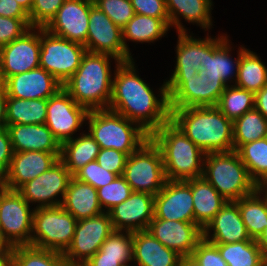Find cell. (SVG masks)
<instances>
[{
	"instance_id": "cell-21",
	"label": "cell",
	"mask_w": 267,
	"mask_h": 266,
	"mask_svg": "<svg viewBox=\"0 0 267 266\" xmlns=\"http://www.w3.org/2000/svg\"><path fill=\"white\" fill-rule=\"evenodd\" d=\"M154 197L147 193L132 192L124 202L109 211L113 229L130 232L147 230L154 218Z\"/></svg>"
},
{
	"instance_id": "cell-16",
	"label": "cell",
	"mask_w": 267,
	"mask_h": 266,
	"mask_svg": "<svg viewBox=\"0 0 267 266\" xmlns=\"http://www.w3.org/2000/svg\"><path fill=\"white\" fill-rule=\"evenodd\" d=\"M0 53L4 80L40 67V28L31 27L20 38L1 46Z\"/></svg>"
},
{
	"instance_id": "cell-32",
	"label": "cell",
	"mask_w": 267,
	"mask_h": 266,
	"mask_svg": "<svg viewBox=\"0 0 267 266\" xmlns=\"http://www.w3.org/2000/svg\"><path fill=\"white\" fill-rule=\"evenodd\" d=\"M100 151L99 144L87 131L80 132V136L61 144L60 160L69 172L74 175L79 169L91 161L96 160Z\"/></svg>"
},
{
	"instance_id": "cell-25",
	"label": "cell",
	"mask_w": 267,
	"mask_h": 266,
	"mask_svg": "<svg viewBox=\"0 0 267 266\" xmlns=\"http://www.w3.org/2000/svg\"><path fill=\"white\" fill-rule=\"evenodd\" d=\"M13 152L61 153V144L45 124L6 125Z\"/></svg>"
},
{
	"instance_id": "cell-37",
	"label": "cell",
	"mask_w": 267,
	"mask_h": 266,
	"mask_svg": "<svg viewBox=\"0 0 267 266\" xmlns=\"http://www.w3.org/2000/svg\"><path fill=\"white\" fill-rule=\"evenodd\" d=\"M267 137V119L254 107L233 121L234 150Z\"/></svg>"
},
{
	"instance_id": "cell-58",
	"label": "cell",
	"mask_w": 267,
	"mask_h": 266,
	"mask_svg": "<svg viewBox=\"0 0 267 266\" xmlns=\"http://www.w3.org/2000/svg\"><path fill=\"white\" fill-rule=\"evenodd\" d=\"M267 202V180L257 184L256 189Z\"/></svg>"
},
{
	"instance_id": "cell-63",
	"label": "cell",
	"mask_w": 267,
	"mask_h": 266,
	"mask_svg": "<svg viewBox=\"0 0 267 266\" xmlns=\"http://www.w3.org/2000/svg\"><path fill=\"white\" fill-rule=\"evenodd\" d=\"M61 266H71V262L65 261Z\"/></svg>"
},
{
	"instance_id": "cell-52",
	"label": "cell",
	"mask_w": 267,
	"mask_h": 266,
	"mask_svg": "<svg viewBox=\"0 0 267 266\" xmlns=\"http://www.w3.org/2000/svg\"><path fill=\"white\" fill-rule=\"evenodd\" d=\"M255 108L267 119V84L255 93Z\"/></svg>"
},
{
	"instance_id": "cell-17",
	"label": "cell",
	"mask_w": 267,
	"mask_h": 266,
	"mask_svg": "<svg viewBox=\"0 0 267 266\" xmlns=\"http://www.w3.org/2000/svg\"><path fill=\"white\" fill-rule=\"evenodd\" d=\"M227 34H220L212 38L205 36V60L204 68L199 70V74H205L212 79H222L229 84L236 82L238 77L239 63L243 54V46L238 48V57L232 59V47Z\"/></svg>"
},
{
	"instance_id": "cell-22",
	"label": "cell",
	"mask_w": 267,
	"mask_h": 266,
	"mask_svg": "<svg viewBox=\"0 0 267 266\" xmlns=\"http://www.w3.org/2000/svg\"><path fill=\"white\" fill-rule=\"evenodd\" d=\"M60 158V153L25 151L13 152L11 164L0 184L18 190L23 184L48 171Z\"/></svg>"
},
{
	"instance_id": "cell-29",
	"label": "cell",
	"mask_w": 267,
	"mask_h": 266,
	"mask_svg": "<svg viewBox=\"0 0 267 266\" xmlns=\"http://www.w3.org/2000/svg\"><path fill=\"white\" fill-rule=\"evenodd\" d=\"M194 205V223L202 229L227 203L220 193L202 176L189 179Z\"/></svg>"
},
{
	"instance_id": "cell-49",
	"label": "cell",
	"mask_w": 267,
	"mask_h": 266,
	"mask_svg": "<svg viewBox=\"0 0 267 266\" xmlns=\"http://www.w3.org/2000/svg\"><path fill=\"white\" fill-rule=\"evenodd\" d=\"M135 14L169 18L165 0H131Z\"/></svg>"
},
{
	"instance_id": "cell-41",
	"label": "cell",
	"mask_w": 267,
	"mask_h": 266,
	"mask_svg": "<svg viewBox=\"0 0 267 266\" xmlns=\"http://www.w3.org/2000/svg\"><path fill=\"white\" fill-rule=\"evenodd\" d=\"M95 254L101 259L118 260L121 264L133 260V232L114 230Z\"/></svg>"
},
{
	"instance_id": "cell-47",
	"label": "cell",
	"mask_w": 267,
	"mask_h": 266,
	"mask_svg": "<svg viewBox=\"0 0 267 266\" xmlns=\"http://www.w3.org/2000/svg\"><path fill=\"white\" fill-rule=\"evenodd\" d=\"M30 28V19L0 16V47L20 38Z\"/></svg>"
},
{
	"instance_id": "cell-27",
	"label": "cell",
	"mask_w": 267,
	"mask_h": 266,
	"mask_svg": "<svg viewBox=\"0 0 267 266\" xmlns=\"http://www.w3.org/2000/svg\"><path fill=\"white\" fill-rule=\"evenodd\" d=\"M169 15L170 27L176 29L177 33L187 32L181 22L184 18L189 24H198L202 29L208 31L212 27L213 1L212 0H165ZM182 16V17H181ZM181 17V18H180Z\"/></svg>"
},
{
	"instance_id": "cell-10",
	"label": "cell",
	"mask_w": 267,
	"mask_h": 266,
	"mask_svg": "<svg viewBox=\"0 0 267 266\" xmlns=\"http://www.w3.org/2000/svg\"><path fill=\"white\" fill-rule=\"evenodd\" d=\"M84 45L40 28V67L64 84L80 66Z\"/></svg>"
},
{
	"instance_id": "cell-2",
	"label": "cell",
	"mask_w": 267,
	"mask_h": 266,
	"mask_svg": "<svg viewBox=\"0 0 267 266\" xmlns=\"http://www.w3.org/2000/svg\"><path fill=\"white\" fill-rule=\"evenodd\" d=\"M170 110V121L205 153L234 150L233 121L216 106Z\"/></svg>"
},
{
	"instance_id": "cell-19",
	"label": "cell",
	"mask_w": 267,
	"mask_h": 266,
	"mask_svg": "<svg viewBox=\"0 0 267 266\" xmlns=\"http://www.w3.org/2000/svg\"><path fill=\"white\" fill-rule=\"evenodd\" d=\"M154 218L194 222L191 186L186 181L167 180L154 197Z\"/></svg>"
},
{
	"instance_id": "cell-14",
	"label": "cell",
	"mask_w": 267,
	"mask_h": 266,
	"mask_svg": "<svg viewBox=\"0 0 267 266\" xmlns=\"http://www.w3.org/2000/svg\"><path fill=\"white\" fill-rule=\"evenodd\" d=\"M113 231L109 212L78 220L72 243L63 254L65 260L73 264H84Z\"/></svg>"
},
{
	"instance_id": "cell-13",
	"label": "cell",
	"mask_w": 267,
	"mask_h": 266,
	"mask_svg": "<svg viewBox=\"0 0 267 266\" xmlns=\"http://www.w3.org/2000/svg\"><path fill=\"white\" fill-rule=\"evenodd\" d=\"M89 110L75 102L69 93L61 88L47 99V116L45 125L51 130L60 144L74 139L86 124Z\"/></svg>"
},
{
	"instance_id": "cell-15",
	"label": "cell",
	"mask_w": 267,
	"mask_h": 266,
	"mask_svg": "<svg viewBox=\"0 0 267 266\" xmlns=\"http://www.w3.org/2000/svg\"><path fill=\"white\" fill-rule=\"evenodd\" d=\"M84 46L87 52L109 54L120 62L134 59L125 50L122 29L96 5L90 9L87 41Z\"/></svg>"
},
{
	"instance_id": "cell-38",
	"label": "cell",
	"mask_w": 267,
	"mask_h": 266,
	"mask_svg": "<svg viewBox=\"0 0 267 266\" xmlns=\"http://www.w3.org/2000/svg\"><path fill=\"white\" fill-rule=\"evenodd\" d=\"M237 153L256 184L267 180V137L243 144Z\"/></svg>"
},
{
	"instance_id": "cell-1",
	"label": "cell",
	"mask_w": 267,
	"mask_h": 266,
	"mask_svg": "<svg viewBox=\"0 0 267 266\" xmlns=\"http://www.w3.org/2000/svg\"><path fill=\"white\" fill-rule=\"evenodd\" d=\"M135 65L134 59L115 64L108 109L137 123L151 135L170 121L167 85L164 81L156 96L150 85L137 74Z\"/></svg>"
},
{
	"instance_id": "cell-42",
	"label": "cell",
	"mask_w": 267,
	"mask_h": 266,
	"mask_svg": "<svg viewBox=\"0 0 267 266\" xmlns=\"http://www.w3.org/2000/svg\"><path fill=\"white\" fill-rule=\"evenodd\" d=\"M133 190L123 176H117L111 183L97 189L98 201L104 212L124 202Z\"/></svg>"
},
{
	"instance_id": "cell-55",
	"label": "cell",
	"mask_w": 267,
	"mask_h": 266,
	"mask_svg": "<svg viewBox=\"0 0 267 266\" xmlns=\"http://www.w3.org/2000/svg\"><path fill=\"white\" fill-rule=\"evenodd\" d=\"M256 243L260 247L265 259L267 260V227H265L263 232L256 239Z\"/></svg>"
},
{
	"instance_id": "cell-39",
	"label": "cell",
	"mask_w": 267,
	"mask_h": 266,
	"mask_svg": "<svg viewBox=\"0 0 267 266\" xmlns=\"http://www.w3.org/2000/svg\"><path fill=\"white\" fill-rule=\"evenodd\" d=\"M216 107L234 121L255 107V93L231 84L221 94Z\"/></svg>"
},
{
	"instance_id": "cell-24",
	"label": "cell",
	"mask_w": 267,
	"mask_h": 266,
	"mask_svg": "<svg viewBox=\"0 0 267 266\" xmlns=\"http://www.w3.org/2000/svg\"><path fill=\"white\" fill-rule=\"evenodd\" d=\"M203 238L213 244L252 240L235 201H227L216 216L204 227Z\"/></svg>"
},
{
	"instance_id": "cell-64",
	"label": "cell",
	"mask_w": 267,
	"mask_h": 266,
	"mask_svg": "<svg viewBox=\"0 0 267 266\" xmlns=\"http://www.w3.org/2000/svg\"><path fill=\"white\" fill-rule=\"evenodd\" d=\"M71 266H85V264H73V263H71Z\"/></svg>"
},
{
	"instance_id": "cell-61",
	"label": "cell",
	"mask_w": 267,
	"mask_h": 266,
	"mask_svg": "<svg viewBox=\"0 0 267 266\" xmlns=\"http://www.w3.org/2000/svg\"><path fill=\"white\" fill-rule=\"evenodd\" d=\"M5 80L2 75V65H1V53H0V86H4Z\"/></svg>"
},
{
	"instance_id": "cell-45",
	"label": "cell",
	"mask_w": 267,
	"mask_h": 266,
	"mask_svg": "<svg viewBox=\"0 0 267 266\" xmlns=\"http://www.w3.org/2000/svg\"><path fill=\"white\" fill-rule=\"evenodd\" d=\"M76 179L92 185L95 189L111 183L117 175L105 170L96 160L89 162L74 175Z\"/></svg>"
},
{
	"instance_id": "cell-31",
	"label": "cell",
	"mask_w": 267,
	"mask_h": 266,
	"mask_svg": "<svg viewBox=\"0 0 267 266\" xmlns=\"http://www.w3.org/2000/svg\"><path fill=\"white\" fill-rule=\"evenodd\" d=\"M170 29L169 18H155L140 14H135L122 29V38L126 52L130 55V48L127 40L140 43H154L165 37Z\"/></svg>"
},
{
	"instance_id": "cell-53",
	"label": "cell",
	"mask_w": 267,
	"mask_h": 266,
	"mask_svg": "<svg viewBox=\"0 0 267 266\" xmlns=\"http://www.w3.org/2000/svg\"><path fill=\"white\" fill-rule=\"evenodd\" d=\"M85 266H120L121 263L118 260L101 259V254H94L87 262Z\"/></svg>"
},
{
	"instance_id": "cell-18",
	"label": "cell",
	"mask_w": 267,
	"mask_h": 266,
	"mask_svg": "<svg viewBox=\"0 0 267 266\" xmlns=\"http://www.w3.org/2000/svg\"><path fill=\"white\" fill-rule=\"evenodd\" d=\"M147 231L165 247L181 257H191L197 244L203 239V229L194 222H182L153 218Z\"/></svg>"
},
{
	"instance_id": "cell-28",
	"label": "cell",
	"mask_w": 267,
	"mask_h": 266,
	"mask_svg": "<svg viewBox=\"0 0 267 266\" xmlns=\"http://www.w3.org/2000/svg\"><path fill=\"white\" fill-rule=\"evenodd\" d=\"M61 206L77 220L90 218L103 213L97 189L72 176Z\"/></svg>"
},
{
	"instance_id": "cell-40",
	"label": "cell",
	"mask_w": 267,
	"mask_h": 266,
	"mask_svg": "<svg viewBox=\"0 0 267 266\" xmlns=\"http://www.w3.org/2000/svg\"><path fill=\"white\" fill-rule=\"evenodd\" d=\"M62 253L40 249L32 245L12 247L11 264L13 266H61L65 262Z\"/></svg>"
},
{
	"instance_id": "cell-33",
	"label": "cell",
	"mask_w": 267,
	"mask_h": 266,
	"mask_svg": "<svg viewBox=\"0 0 267 266\" xmlns=\"http://www.w3.org/2000/svg\"><path fill=\"white\" fill-rule=\"evenodd\" d=\"M47 116V99H7V125L45 124Z\"/></svg>"
},
{
	"instance_id": "cell-20",
	"label": "cell",
	"mask_w": 267,
	"mask_h": 266,
	"mask_svg": "<svg viewBox=\"0 0 267 266\" xmlns=\"http://www.w3.org/2000/svg\"><path fill=\"white\" fill-rule=\"evenodd\" d=\"M93 5L84 0H65L44 29L53 35L85 45Z\"/></svg>"
},
{
	"instance_id": "cell-26",
	"label": "cell",
	"mask_w": 267,
	"mask_h": 266,
	"mask_svg": "<svg viewBox=\"0 0 267 266\" xmlns=\"http://www.w3.org/2000/svg\"><path fill=\"white\" fill-rule=\"evenodd\" d=\"M183 257L165 247L149 231L133 232V260L136 266H179Z\"/></svg>"
},
{
	"instance_id": "cell-54",
	"label": "cell",
	"mask_w": 267,
	"mask_h": 266,
	"mask_svg": "<svg viewBox=\"0 0 267 266\" xmlns=\"http://www.w3.org/2000/svg\"><path fill=\"white\" fill-rule=\"evenodd\" d=\"M7 92L4 87L0 88V128L6 127V115H7Z\"/></svg>"
},
{
	"instance_id": "cell-62",
	"label": "cell",
	"mask_w": 267,
	"mask_h": 266,
	"mask_svg": "<svg viewBox=\"0 0 267 266\" xmlns=\"http://www.w3.org/2000/svg\"><path fill=\"white\" fill-rule=\"evenodd\" d=\"M84 1H86V2H90V3H92V4H95V3L98 2L99 0H84Z\"/></svg>"
},
{
	"instance_id": "cell-3",
	"label": "cell",
	"mask_w": 267,
	"mask_h": 266,
	"mask_svg": "<svg viewBox=\"0 0 267 266\" xmlns=\"http://www.w3.org/2000/svg\"><path fill=\"white\" fill-rule=\"evenodd\" d=\"M109 55L87 52L76 72L63 84V88L81 106L90 110L108 109L112 97L113 75Z\"/></svg>"
},
{
	"instance_id": "cell-23",
	"label": "cell",
	"mask_w": 267,
	"mask_h": 266,
	"mask_svg": "<svg viewBox=\"0 0 267 266\" xmlns=\"http://www.w3.org/2000/svg\"><path fill=\"white\" fill-rule=\"evenodd\" d=\"M4 88L8 97L30 100L49 99L63 88V84L45 69L38 67L8 77Z\"/></svg>"
},
{
	"instance_id": "cell-56",
	"label": "cell",
	"mask_w": 267,
	"mask_h": 266,
	"mask_svg": "<svg viewBox=\"0 0 267 266\" xmlns=\"http://www.w3.org/2000/svg\"><path fill=\"white\" fill-rule=\"evenodd\" d=\"M12 246L0 234V256H11Z\"/></svg>"
},
{
	"instance_id": "cell-60",
	"label": "cell",
	"mask_w": 267,
	"mask_h": 266,
	"mask_svg": "<svg viewBox=\"0 0 267 266\" xmlns=\"http://www.w3.org/2000/svg\"><path fill=\"white\" fill-rule=\"evenodd\" d=\"M11 264V256H0V266H9Z\"/></svg>"
},
{
	"instance_id": "cell-8",
	"label": "cell",
	"mask_w": 267,
	"mask_h": 266,
	"mask_svg": "<svg viewBox=\"0 0 267 266\" xmlns=\"http://www.w3.org/2000/svg\"><path fill=\"white\" fill-rule=\"evenodd\" d=\"M122 176L133 192L155 196L164 187L167 178L162 154L151 138L128 156Z\"/></svg>"
},
{
	"instance_id": "cell-65",
	"label": "cell",
	"mask_w": 267,
	"mask_h": 266,
	"mask_svg": "<svg viewBox=\"0 0 267 266\" xmlns=\"http://www.w3.org/2000/svg\"><path fill=\"white\" fill-rule=\"evenodd\" d=\"M120 266H130V263L128 262V263H125V264H121ZM131 266H133V265H131ZM134 266H136V265H134Z\"/></svg>"
},
{
	"instance_id": "cell-50",
	"label": "cell",
	"mask_w": 267,
	"mask_h": 266,
	"mask_svg": "<svg viewBox=\"0 0 267 266\" xmlns=\"http://www.w3.org/2000/svg\"><path fill=\"white\" fill-rule=\"evenodd\" d=\"M13 156L10 134L7 127L0 128V182L6 176Z\"/></svg>"
},
{
	"instance_id": "cell-34",
	"label": "cell",
	"mask_w": 267,
	"mask_h": 266,
	"mask_svg": "<svg viewBox=\"0 0 267 266\" xmlns=\"http://www.w3.org/2000/svg\"><path fill=\"white\" fill-rule=\"evenodd\" d=\"M267 84V66L260 56L243 46L235 86L253 93Z\"/></svg>"
},
{
	"instance_id": "cell-4",
	"label": "cell",
	"mask_w": 267,
	"mask_h": 266,
	"mask_svg": "<svg viewBox=\"0 0 267 266\" xmlns=\"http://www.w3.org/2000/svg\"><path fill=\"white\" fill-rule=\"evenodd\" d=\"M150 138L161 151L167 180L186 181L203 176L206 153L171 121L154 131Z\"/></svg>"
},
{
	"instance_id": "cell-43",
	"label": "cell",
	"mask_w": 267,
	"mask_h": 266,
	"mask_svg": "<svg viewBox=\"0 0 267 266\" xmlns=\"http://www.w3.org/2000/svg\"><path fill=\"white\" fill-rule=\"evenodd\" d=\"M94 5L103 11L121 29L135 15L131 0H99Z\"/></svg>"
},
{
	"instance_id": "cell-51",
	"label": "cell",
	"mask_w": 267,
	"mask_h": 266,
	"mask_svg": "<svg viewBox=\"0 0 267 266\" xmlns=\"http://www.w3.org/2000/svg\"><path fill=\"white\" fill-rule=\"evenodd\" d=\"M0 16L15 19H29V15L16 0H0Z\"/></svg>"
},
{
	"instance_id": "cell-35",
	"label": "cell",
	"mask_w": 267,
	"mask_h": 266,
	"mask_svg": "<svg viewBox=\"0 0 267 266\" xmlns=\"http://www.w3.org/2000/svg\"><path fill=\"white\" fill-rule=\"evenodd\" d=\"M251 239H257L267 227V202L256 190L253 194L235 201Z\"/></svg>"
},
{
	"instance_id": "cell-6",
	"label": "cell",
	"mask_w": 267,
	"mask_h": 266,
	"mask_svg": "<svg viewBox=\"0 0 267 266\" xmlns=\"http://www.w3.org/2000/svg\"><path fill=\"white\" fill-rule=\"evenodd\" d=\"M203 177L227 201H237L257 189L236 150L206 153Z\"/></svg>"
},
{
	"instance_id": "cell-7",
	"label": "cell",
	"mask_w": 267,
	"mask_h": 266,
	"mask_svg": "<svg viewBox=\"0 0 267 266\" xmlns=\"http://www.w3.org/2000/svg\"><path fill=\"white\" fill-rule=\"evenodd\" d=\"M77 222L61 205L35 208L31 245L64 254L72 243Z\"/></svg>"
},
{
	"instance_id": "cell-5",
	"label": "cell",
	"mask_w": 267,
	"mask_h": 266,
	"mask_svg": "<svg viewBox=\"0 0 267 266\" xmlns=\"http://www.w3.org/2000/svg\"><path fill=\"white\" fill-rule=\"evenodd\" d=\"M86 125L100 149L112 148L128 156L150 138L137 123L109 109L90 110Z\"/></svg>"
},
{
	"instance_id": "cell-57",
	"label": "cell",
	"mask_w": 267,
	"mask_h": 266,
	"mask_svg": "<svg viewBox=\"0 0 267 266\" xmlns=\"http://www.w3.org/2000/svg\"><path fill=\"white\" fill-rule=\"evenodd\" d=\"M16 1L24 9V11L29 15L35 0H16Z\"/></svg>"
},
{
	"instance_id": "cell-46",
	"label": "cell",
	"mask_w": 267,
	"mask_h": 266,
	"mask_svg": "<svg viewBox=\"0 0 267 266\" xmlns=\"http://www.w3.org/2000/svg\"><path fill=\"white\" fill-rule=\"evenodd\" d=\"M191 258L200 266H228L218 247L204 238L193 250Z\"/></svg>"
},
{
	"instance_id": "cell-30",
	"label": "cell",
	"mask_w": 267,
	"mask_h": 266,
	"mask_svg": "<svg viewBox=\"0 0 267 266\" xmlns=\"http://www.w3.org/2000/svg\"><path fill=\"white\" fill-rule=\"evenodd\" d=\"M176 64L171 76H195L204 68L205 38H195L188 32L177 33Z\"/></svg>"
},
{
	"instance_id": "cell-11",
	"label": "cell",
	"mask_w": 267,
	"mask_h": 266,
	"mask_svg": "<svg viewBox=\"0 0 267 266\" xmlns=\"http://www.w3.org/2000/svg\"><path fill=\"white\" fill-rule=\"evenodd\" d=\"M17 190L0 184V234L13 247L31 245L34 209Z\"/></svg>"
},
{
	"instance_id": "cell-9",
	"label": "cell",
	"mask_w": 267,
	"mask_h": 266,
	"mask_svg": "<svg viewBox=\"0 0 267 266\" xmlns=\"http://www.w3.org/2000/svg\"><path fill=\"white\" fill-rule=\"evenodd\" d=\"M170 109L216 106L227 85L205 74L171 76L165 80Z\"/></svg>"
},
{
	"instance_id": "cell-59",
	"label": "cell",
	"mask_w": 267,
	"mask_h": 266,
	"mask_svg": "<svg viewBox=\"0 0 267 266\" xmlns=\"http://www.w3.org/2000/svg\"><path fill=\"white\" fill-rule=\"evenodd\" d=\"M179 266H200L197 262H195L191 257L182 258Z\"/></svg>"
},
{
	"instance_id": "cell-44",
	"label": "cell",
	"mask_w": 267,
	"mask_h": 266,
	"mask_svg": "<svg viewBox=\"0 0 267 266\" xmlns=\"http://www.w3.org/2000/svg\"><path fill=\"white\" fill-rule=\"evenodd\" d=\"M65 0H35L29 14L31 27L45 28Z\"/></svg>"
},
{
	"instance_id": "cell-48",
	"label": "cell",
	"mask_w": 267,
	"mask_h": 266,
	"mask_svg": "<svg viewBox=\"0 0 267 266\" xmlns=\"http://www.w3.org/2000/svg\"><path fill=\"white\" fill-rule=\"evenodd\" d=\"M128 155L112 148L100 149L96 161L105 170L122 176Z\"/></svg>"
},
{
	"instance_id": "cell-36",
	"label": "cell",
	"mask_w": 267,
	"mask_h": 266,
	"mask_svg": "<svg viewBox=\"0 0 267 266\" xmlns=\"http://www.w3.org/2000/svg\"><path fill=\"white\" fill-rule=\"evenodd\" d=\"M215 245L228 266H264L267 263L255 239Z\"/></svg>"
},
{
	"instance_id": "cell-12",
	"label": "cell",
	"mask_w": 267,
	"mask_h": 266,
	"mask_svg": "<svg viewBox=\"0 0 267 266\" xmlns=\"http://www.w3.org/2000/svg\"><path fill=\"white\" fill-rule=\"evenodd\" d=\"M72 176L59 159L48 171L26 182L17 191L28 204H36L35 208L60 206Z\"/></svg>"
}]
</instances>
